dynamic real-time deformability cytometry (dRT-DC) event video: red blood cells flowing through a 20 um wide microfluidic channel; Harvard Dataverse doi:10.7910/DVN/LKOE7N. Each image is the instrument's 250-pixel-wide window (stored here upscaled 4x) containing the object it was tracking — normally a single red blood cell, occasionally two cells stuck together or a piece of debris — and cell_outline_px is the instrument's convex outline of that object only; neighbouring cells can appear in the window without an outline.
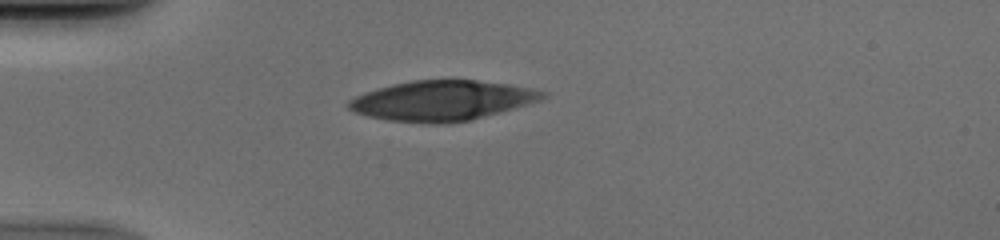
{"species": "human", "species_latin": "Homo sapiens", "temperature_condition": "cold", "stored_images_in_passage": 37, "camera_frame_rate_fps": 3000, "um_per_image_px": 0.085, "donor": {"sex": "male"}, "frame": {"image": 1, "passage_image": 1, "time_ms": 0.0, "image_size_px": [1000, 240], "cell_outline_px": [[548, 96], [540, 100], [500, 112], [472, 120], [440, 124], [432, 124], [388, 120], [368, 116], [356, 112], [348, 108], [344, 104], [348, 100], [364, 92], [376, 88], [392, 84], [412, 80], [476, 80], [508, 84], [548, 92]], "centroid_in_image_um": [37.54, 8.55], "position_along_channel_um": 47.5, "area_um2": 45.26}}
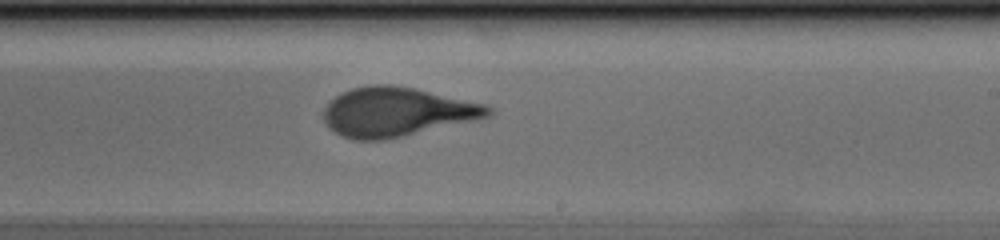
{"frame": {"image": 2, "passage_image": 18, "time_ms": 5.667, "image_size_px": [1000, 240], "cell_outline_px": [[496, 112], [488, 116], [472, 120], [404, 136], [384, 140], [352, 140], [328, 128], [324, 120], [324, 108], [336, 96], [352, 88], [372, 84], [392, 84], [412, 88], [484, 104], [492, 108]], "centroid_in_image_um": [33.69, 9.52], "position_along_channel_um": 255.3, "area_um2": 46.53}}
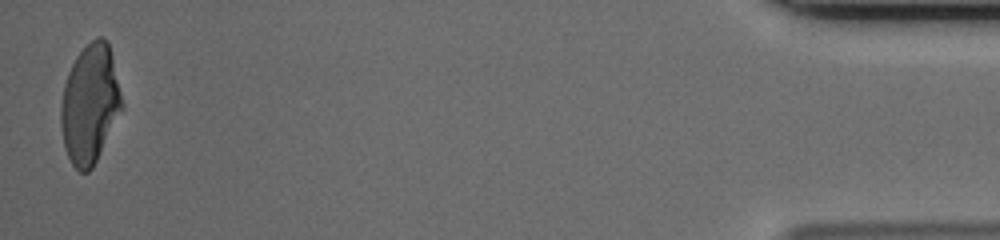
{"frame": {"image": 3, "passage_image": 37, "time_ms": 12.0, "image_size_px": [1000, 240], "cell_outline_px": [[124, 108], [92, 168], [88, 172], [80, 172], [72, 164], [68, 156], [64, 144], [60, 124], [60, 104], [64, 84], [68, 72], [76, 56], [96, 36], [104, 36], [108, 40], [124, 104]], "centroid_in_image_um": [7.65, 8.83], "position_along_channel_um": 427.5, "area_um2": 42.48}}